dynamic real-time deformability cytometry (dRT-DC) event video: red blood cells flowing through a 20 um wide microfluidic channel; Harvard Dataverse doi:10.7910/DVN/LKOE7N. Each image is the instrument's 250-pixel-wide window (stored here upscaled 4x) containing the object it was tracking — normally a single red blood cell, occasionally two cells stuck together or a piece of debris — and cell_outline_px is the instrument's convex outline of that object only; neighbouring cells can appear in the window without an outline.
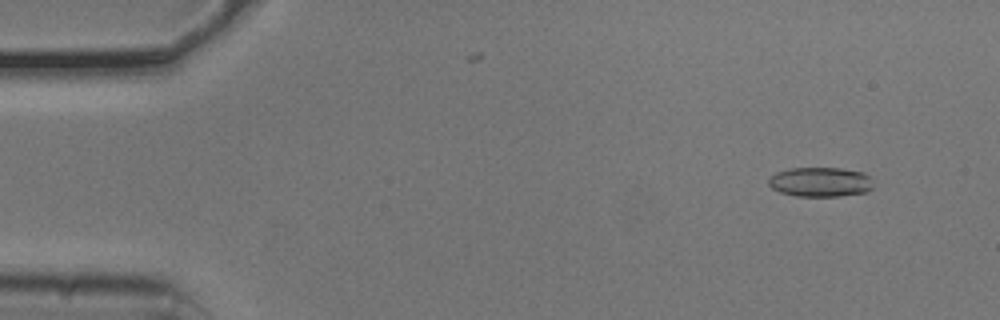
{"species": "common noctule bat (a hibernating species)", "species_latin": "Nyctalus noctula", "temperature_condition": "cold", "stored_images_in_passage": 21, "camera_frame_rate_fps": 3000, "um_per_image_px": 0.085, "animal": {"sex": "male", "body_mass_g": 20.5, "forearm_length_mm": 52.5}, "frame": {"image": 1, "passage_image": 5, "time_ms": 1.333, "image_size_px": [1000, 320], "cell_outline_px": [[872, 188], [868, 192], [840, 196], [796, 196], [780, 192], [772, 188], [768, 184], [768, 176], [776, 172], [792, 168], [840, 168], [864, 172], [872, 180]], "centroid_in_image_um": [69.72, 15.47], "position_along_channel_um": 15.3, "area_um2": 18.21}}
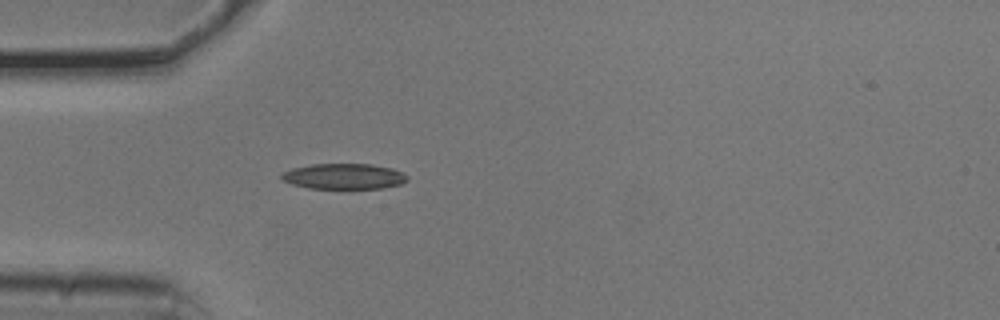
{"frame": {"image": 2, "passage_image": 16, "time_ms": 5.0, "image_size_px": [1000, 320], "cell_outline_px": [[408, 180], [400, 184], [384, 188], [308, 188], [292, 184], [284, 180], [280, 176], [284, 172], [292, 168], [312, 164], [372, 164], [392, 168], [408, 176]], "centroid_in_image_um": [29.25, 14.98], "position_along_channel_um": 55.8, "area_um2": 18.61}}
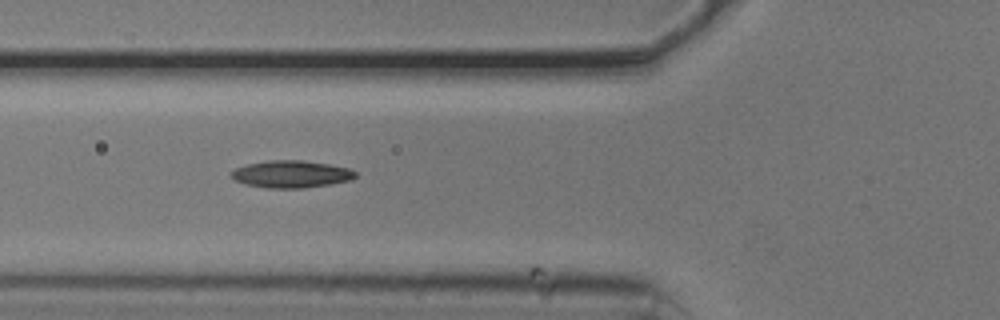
{"frame": {"image": 3, "passage_image": 20, "time_ms": 6.333, "image_size_px": [1000, 320], "cell_outline_px": [[356, 176], [352, 180], [332, 184], [304, 188], [268, 188], [248, 184], [236, 180], [228, 172], [236, 168], [248, 164], [268, 160], [304, 160], [328, 164], [348, 168], [356, 172]], "centroid_in_image_um": [24.78, 14.8], "position_along_channel_um": 101.0, "area_um2": 19.65}}